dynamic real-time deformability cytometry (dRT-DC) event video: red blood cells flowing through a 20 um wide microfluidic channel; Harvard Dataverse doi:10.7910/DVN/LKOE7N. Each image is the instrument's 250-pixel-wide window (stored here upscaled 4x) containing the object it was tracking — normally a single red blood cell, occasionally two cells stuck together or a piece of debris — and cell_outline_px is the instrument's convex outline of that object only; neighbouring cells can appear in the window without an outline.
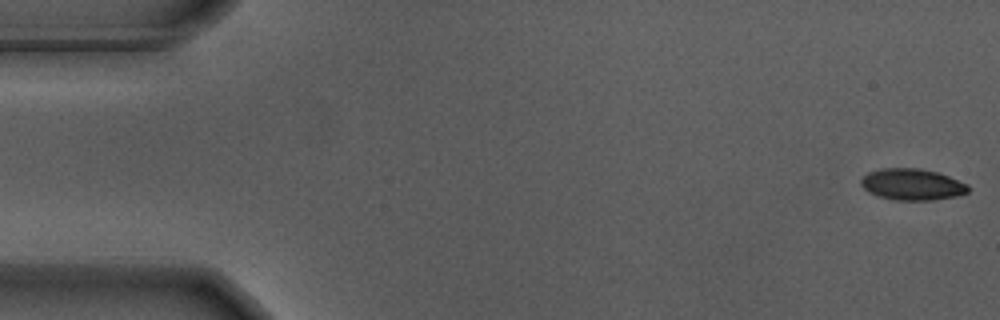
{"species": "Egyptian fruit bat (a non-hibernating species)", "species_latin": "Rousettus aegyptiacus", "temperature_condition": "warm", "stored_images_in_passage": 6, "camera_frame_rate_fps": 3000, "um_per_image_px": 0.085, "animal": {"sex": "male"}, "frame": {"image": 1, "passage_image": 1, "time_ms": 0.0, "image_size_px": [1000, 320], "cell_outline_px": [[968, 192], [956, 196], [932, 200], [896, 200], [880, 196], [868, 192], [860, 184], [860, 180], [868, 172], [880, 168], [920, 168], [940, 172], [968, 184]], "centroid_in_image_um": [77.54, 15.66], "position_along_channel_um": 7.5, "area_um2": 19.71}}